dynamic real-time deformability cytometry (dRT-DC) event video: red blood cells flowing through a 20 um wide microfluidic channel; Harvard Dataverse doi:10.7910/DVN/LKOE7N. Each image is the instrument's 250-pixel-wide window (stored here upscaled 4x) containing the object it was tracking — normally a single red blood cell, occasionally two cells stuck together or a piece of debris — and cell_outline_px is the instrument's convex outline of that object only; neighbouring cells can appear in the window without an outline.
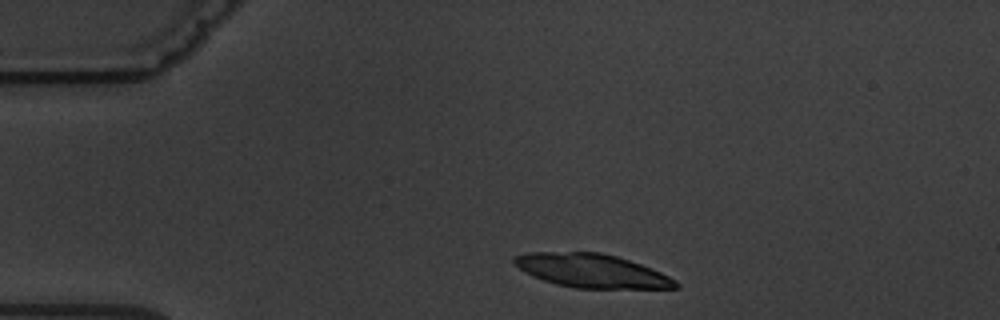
{"species": "common noctule bat (a hibernating species)", "species_latin": "Nyctalus noctula", "temperature_condition": "warm", "stored_images_in_passage": 7, "camera_frame_rate_fps": 3000, "um_per_image_px": 0.085, "animal": {"sex": "male", "body_mass_g": 19.5, "forearm_length_mm": 54.6}, "frame": {"image": 1, "passage_image": 1, "time_ms": 0.0, "image_size_px": [1000, 320], "cell_outline_px": [[680, 288], [576, 288], [556, 284], [532, 276], [524, 272], [512, 260], [516, 256], [528, 252], [600, 252], [616, 256], [640, 264], [660, 272], [676, 280], [680, 284]], "centroid_in_image_um": [50.3, 23.02], "position_along_channel_um": 34.7, "area_um2": 31.39}}